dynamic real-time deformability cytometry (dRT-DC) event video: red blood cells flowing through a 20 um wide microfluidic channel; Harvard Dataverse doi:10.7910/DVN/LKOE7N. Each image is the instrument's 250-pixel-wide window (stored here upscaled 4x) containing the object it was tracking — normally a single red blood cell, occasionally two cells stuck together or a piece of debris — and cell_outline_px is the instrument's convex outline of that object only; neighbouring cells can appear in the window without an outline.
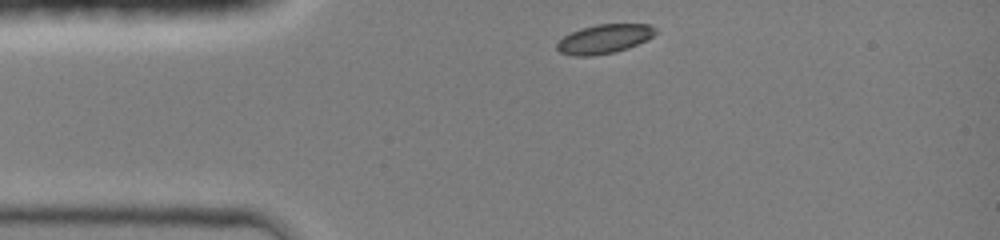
{"species": "common noctule bat (a hibernating species)", "species_latin": "Nyctalus noctula", "temperature_condition": "room temperature", "stored_images_in_passage": 17, "camera_frame_rate_fps": 3000, "um_per_image_px": 0.085, "animal": {"sex": "female", "body_mass_g": 19.0, "forearm_length_mm": 51.5}, "frame": {"image": 1, "passage_image": 1, "time_ms": 0.0, "image_size_px": [1000, 240], "cell_outline_px": [[656, 32], [648, 40], [628, 48], [612, 52], [592, 56], [572, 56], [560, 52], [556, 48], [556, 44], [564, 36], [580, 28], [596, 24], [648, 24], [656, 28]], "centroid_in_image_um": [51.35, 3.31], "position_along_channel_um": 33.6, "area_um2": 16.7}}
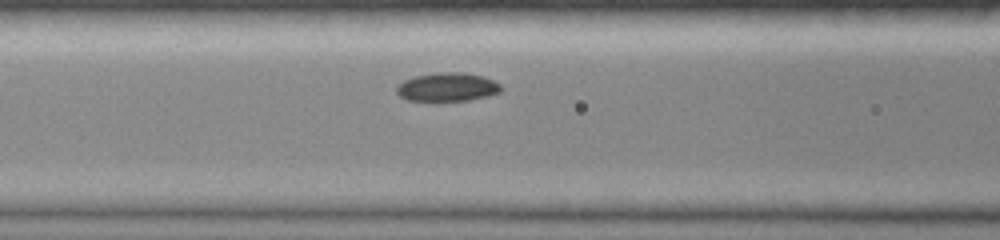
{"frame": {"image": 2, "passage_image": 8, "time_ms": 3.0, "image_size_px": [1000, 240], "cell_outline_px": [[504, 88], [500, 92], [488, 96], [468, 100], [436, 104], [432, 104], [404, 100], [396, 92], [396, 88], [404, 80], [416, 76], [440, 72], [460, 72], [484, 76], [496, 80]], "centroid_in_image_um": [38.02, 7.46], "position_along_channel_um": 128.6, "area_um2": 18.38}}
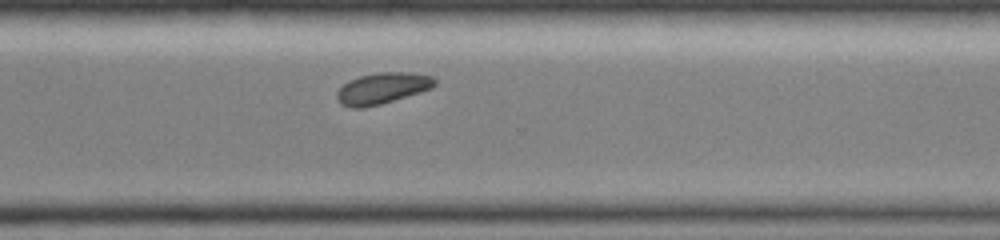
{"frame": {"image": 3, "passage_image": 17, "time_ms": 8.0, "image_size_px": [1000, 240], "cell_outline_px": [[436, 84], [432, 88], [420, 92], [380, 104], [364, 108], [352, 108], [340, 104], [336, 96], [336, 92], [348, 80], [360, 76], [380, 72], [408, 72], [432, 76], [436, 80]], "centroid_in_image_um": [32.48, 7.5], "position_along_channel_um": 338.1, "area_um2": 17.74}}